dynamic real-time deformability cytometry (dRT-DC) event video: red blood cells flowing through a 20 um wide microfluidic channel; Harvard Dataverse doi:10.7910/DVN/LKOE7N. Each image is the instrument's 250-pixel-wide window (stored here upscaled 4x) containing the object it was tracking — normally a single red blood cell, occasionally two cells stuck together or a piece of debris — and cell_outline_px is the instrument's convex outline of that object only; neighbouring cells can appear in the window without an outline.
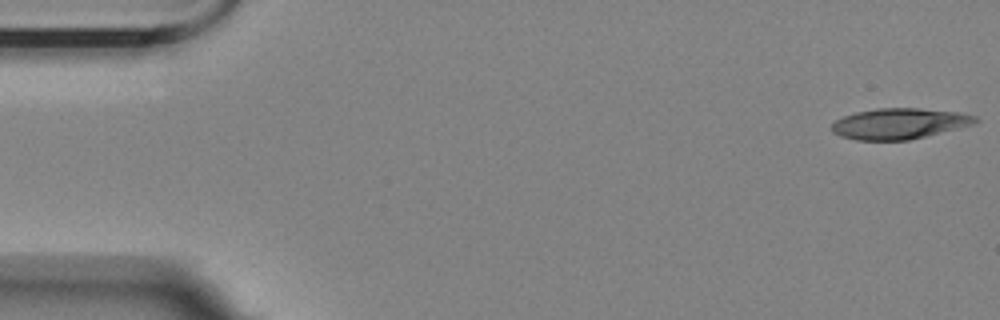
{"species": "Egyptian fruit bat (a non-hibernating species)", "species_latin": "Rousettus aegyptiacus", "temperature_condition": "room temperature", "stored_images_in_passage": 55, "camera_frame_rate_fps": 3000, "um_per_image_px": 0.085, "animal": {"sex": "female"}, "frame": {"image": 1, "passage_image": 1, "time_ms": 0.0, "image_size_px": [1000, 320], "cell_outline_px": [[980, 120], [972, 124], [908, 140], [856, 140], [840, 136], [832, 132], [832, 124], [836, 120], [844, 116], [856, 112], [876, 108], [920, 108], [960, 112], [976, 116]], "centroid_in_image_um": [76.42, 10.5], "position_along_channel_um": 8.6, "area_um2": 25.55}}
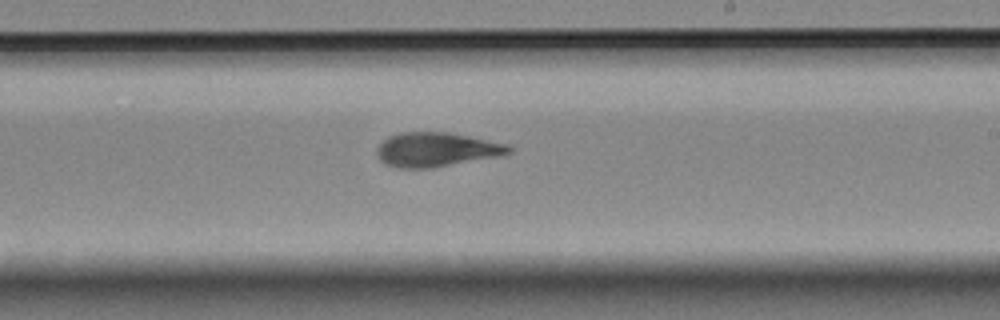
{"frame": {"image": 2, "passage_image": 32, "time_ms": 10.333, "image_size_px": [1000, 320], "cell_outline_px": [[512, 152], [500, 156], [432, 168], [400, 168], [384, 164], [380, 160], [376, 152], [376, 148], [388, 136], [400, 132], [448, 132], [508, 144], [512, 148]], "centroid_in_image_um": [37.08, 12.72], "position_along_channel_um": 251.9, "area_um2": 26.41}}
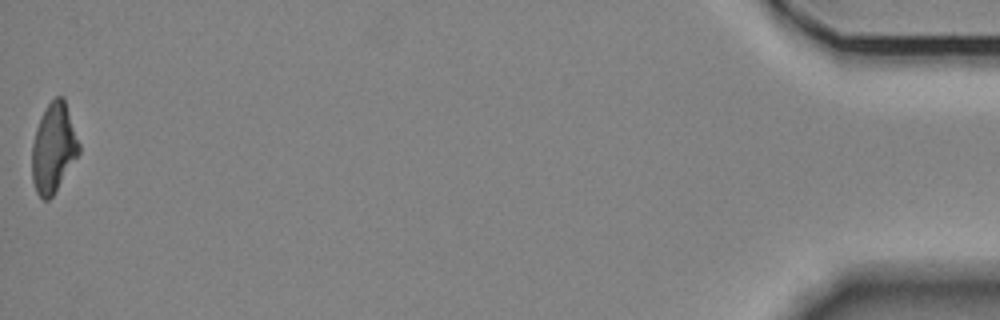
{"frame": {"image": 3, "passage_image": 55, "time_ms": 18.0, "image_size_px": [1000, 320], "cell_outline_px": [[80, 152], [52, 196], [48, 200], [44, 200], [36, 192], [32, 180], [32, 144], [36, 128], [44, 108], [56, 96], [64, 96], [80, 144]], "centroid_in_image_um": [4.55, 12.55], "position_along_channel_um": 430.7, "area_um2": 24.39}, "authors_computed_cell_mechanics": {"area_um2": 25.6054, "velocity_mm_per_s": 3.5862, "shape_relaxation_time_tau1_ms": 7.6937, "shape_relaxation_time_tau2_ms": 4.7202, "deformation_change_tau1": 0.2392, "deformation_change_tau2": 0.1297}}